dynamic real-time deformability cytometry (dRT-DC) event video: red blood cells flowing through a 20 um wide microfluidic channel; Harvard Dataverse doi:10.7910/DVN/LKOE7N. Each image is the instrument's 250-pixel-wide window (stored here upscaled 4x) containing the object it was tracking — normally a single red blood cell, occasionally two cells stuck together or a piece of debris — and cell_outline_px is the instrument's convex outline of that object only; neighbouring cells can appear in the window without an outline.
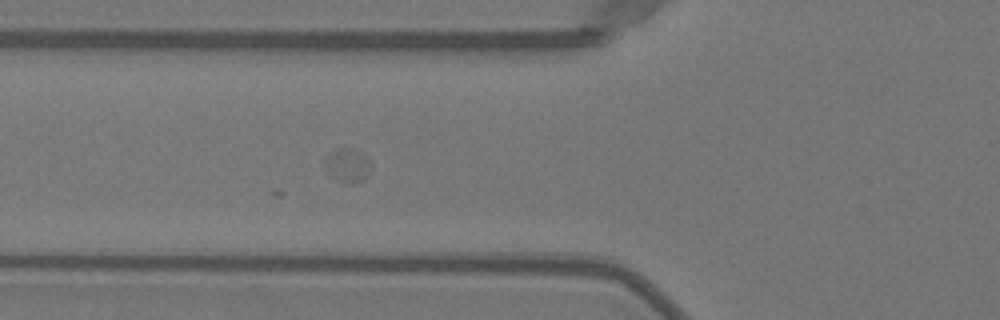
{"species": "Egyptian fruit bat (a non-hibernating species)", "species_latin": "Rousettus aegyptiacus", "temperature_condition": "warm", "stored_images_in_passage": 34, "camera_frame_rate_fps": 3000, "um_per_image_px": 0.085, "animal": {"sex": "female"}, "frame": {"image": 1, "passage_image": 4, "time_ms": 1.0, "image_size_px": [1000, 320], "cell_outline_px": [[372, 168], [368, 176], [364, 180], [352, 184], [348, 184], [336, 180], [328, 176], [324, 172], [324, 156], [328, 152], [344, 144], [364, 152], [368, 156], [372, 164]], "centroid_in_image_um": [29.52, 14.0], "position_along_channel_um": 96.3, "area_um2": 10.29}}
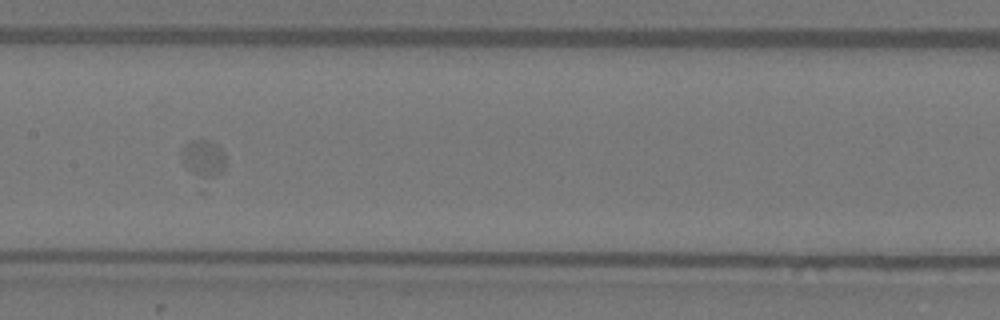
{"frame": {"image": 2, "passage_image": 11, "time_ms": 3.333, "image_size_px": [1000, 320], "cell_outline_px": [[224, 168], [204, 192], [196, 192], [180, 156], [180, 152], [192, 140], [212, 140], [220, 148], [224, 156]], "centroid_in_image_um": [17.22, 13.84], "position_along_channel_um": 190.2, "area_um2": 11.62}}